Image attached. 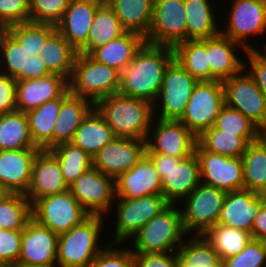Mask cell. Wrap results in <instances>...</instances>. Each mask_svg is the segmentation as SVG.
<instances>
[{
	"label": "cell",
	"instance_id": "11",
	"mask_svg": "<svg viewBox=\"0 0 266 267\" xmlns=\"http://www.w3.org/2000/svg\"><path fill=\"white\" fill-rule=\"evenodd\" d=\"M225 105L221 81H198L179 119L196 137L214 126Z\"/></svg>",
	"mask_w": 266,
	"mask_h": 267
},
{
	"label": "cell",
	"instance_id": "41",
	"mask_svg": "<svg viewBox=\"0 0 266 267\" xmlns=\"http://www.w3.org/2000/svg\"><path fill=\"white\" fill-rule=\"evenodd\" d=\"M4 30L22 47L29 55H39L47 38L56 30L51 24L25 22L10 25Z\"/></svg>",
	"mask_w": 266,
	"mask_h": 267
},
{
	"label": "cell",
	"instance_id": "9",
	"mask_svg": "<svg viewBox=\"0 0 266 267\" xmlns=\"http://www.w3.org/2000/svg\"><path fill=\"white\" fill-rule=\"evenodd\" d=\"M197 83L198 80L174 59L165 71L160 93L153 104L154 117L163 120H179L185 112Z\"/></svg>",
	"mask_w": 266,
	"mask_h": 267
},
{
	"label": "cell",
	"instance_id": "40",
	"mask_svg": "<svg viewBox=\"0 0 266 267\" xmlns=\"http://www.w3.org/2000/svg\"><path fill=\"white\" fill-rule=\"evenodd\" d=\"M221 260L239 254L253 238L251 233L216 224L204 235Z\"/></svg>",
	"mask_w": 266,
	"mask_h": 267
},
{
	"label": "cell",
	"instance_id": "45",
	"mask_svg": "<svg viewBox=\"0 0 266 267\" xmlns=\"http://www.w3.org/2000/svg\"><path fill=\"white\" fill-rule=\"evenodd\" d=\"M30 22L56 26L69 6L70 0H29Z\"/></svg>",
	"mask_w": 266,
	"mask_h": 267
},
{
	"label": "cell",
	"instance_id": "21",
	"mask_svg": "<svg viewBox=\"0 0 266 267\" xmlns=\"http://www.w3.org/2000/svg\"><path fill=\"white\" fill-rule=\"evenodd\" d=\"M67 190L69 187L64 182L55 155L50 150H40L34 159L30 184L24 195L33 204L37 199Z\"/></svg>",
	"mask_w": 266,
	"mask_h": 267
},
{
	"label": "cell",
	"instance_id": "44",
	"mask_svg": "<svg viewBox=\"0 0 266 267\" xmlns=\"http://www.w3.org/2000/svg\"><path fill=\"white\" fill-rule=\"evenodd\" d=\"M30 57L20 45L4 30H0V72L15 77L26 72L27 59Z\"/></svg>",
	"mask_w": 266,
	"mask_h": 267
},
{
	"label": "cell",
	"instance_id": "18",
	"mask_svg": "<svg viewBox=\"0 0 266 267\" xmlns=\"http://www.w3.org/2000/svg\"><path fill=\"white\" fill-rule=\"evenodd\" d=\"M146 154V140L115 137L94 157L93 167L116 180Z\"/></svg>",
	"mask_w": 266,
	"mask_h": 267
},
{
	"label": "cell",
	"instance_id": "38",
	"mask_svg": "<svg viewBox=\"0 0 266 267\" xmlns=\"http://www.w3.org/2000/svg\"><path fill=\"white\" fill-rule=\"evenodd\" d=\"M192 237L186 238L177 251L178 267H221L220 256L205 237Z\"/></svg>",
	"mask_w": 266,
	"mask_h": 267
},
{
	"label": "cell",
	"instance_id": "59",
	"mask_svg": "<svg viewBox=\"0 0 266 267\" xmlns=\"http://www.w3.org/2000/svg\"><path fill=\"white\" fill-rule=\"evenodd\" d=\"M10 192L4 187V185L0 182V200L6 197Z\"/></svg>",
	"mask_w": 266,
	"mask_h": 267
},
{
	"label": "cell",
	"instance_id": "16",
	"mask_svg": "<svg viewBox=\"0 0 266 267\" xmlns=\"http://www.w3.org/2000/svg\"><path fill=\"white\" fill-rule=\"evenodd\" d=\"M69 191L89 214L105 217L111 214L115 201V180L98 169L92 167L81 174L69 186Z\"/></svg>",
	"mask_w": 266,
	"mask_h": 267
},
{
	"label": "cell",
	"instance_id": "2",
	"mask_svg": "<svg viewBox=\"0 0 266 267\" xmlns=\"http://www.w3.org/2000/svg\"><path fill=\"white\" fill-rule=\"evenodd\" d=\"M94 107L116 137L147 139L154 118L150 102L118 92L98 100Z\"/></svg>",
	"mask_w": 266,
	"mask_h": 267
},
{
	"label": "cell",
	"instance_id": "12",
	"mask_svg": "<svg viewBox=\"0 0 266 267\" xmlns=\"http://www.w3.org/2000/svg\"><path fill=\"white\" fill-rule=\"evenodd\" d=\"M90 215L69 190L37 199L32 204V217L57 235L68 232Z\"/></svg>",
	"mask_w": 266,
	"mask_h": 267
},
{
	"label": "cell",
	"instance_id": "47",
	"mask_svg": "<svg viewBox=\"0 0 266 267\" xmlns=\"http://www.w3.org/2000/svg\"><path fill=\"white\" fill-rule=\"evenodd\" d=\"M214 126L224 133H259V129L240 111L226 104L216 118Z\"/></svg>",
	"mask_w": 266,
	"mask_h": 267
},
{
	"label": "cell",
	"instance_id": "25",
	"mask_svg": "<svg viewBox=\"0 0 266 267\" xmlns=\"http://www.w3.org/2000/svg\"><path fill=\"white\" fill-rule=\"evenodd\" d=\"M39 148L0 150V182L10 193L25 194Z\"/></svg>",
	"mask_w": 266,
	"mask_h": 267
},
{
	"label": "cell",
	"instance_id": "34",
	"mask_svg": "<svg viewBox=\"0 0 266 267\" xmlns=\"http://www.w3.org/2000/svg\"><path fill=\"white\" fill-rule=\"evenodd\" d=\"M118 16L126 31L144 38L148 35L153 19L154 0H105Z\"/></svg>",
	"mask_w": 266,
	"mask_h": 267
},
{
	"label": "cell",
	"instance_id": "55",
	"mask_svg": "<svg viewBox=\"0 0 266 267\" xmlns=\"http://www.w3.org/2000/svg\"><path fill=\"white\" fill-rule=\"evenodd\" d=\"M252 237L266 242V205H262L254 219Z\"/></svg>",
	"mask_w": 266,
	"mask_h": 267
},
{
	"label": "cell",
	"instance_id": "7",
	"mask_svg": "<svg viewBox=\"0 0 266 267\" xmlns=\"http://www.w3.org/2000/svg\"><path fill=\"white\" fill-rule=\"evenodd\" d=\"M226 192L200 183L181 202L183 227L189 236H203L217 224L219 212L224 203Z\"/></svg>",
	"mask_w": 266,
	"mask_h": 267
},
{
	"label": "cell",
	"instance_id": "4",
	"mask_svg": "<svg viewBox=\"0 0 266 267\" xmlns=\"http://www.w3.org/2000/svg\"><path fill=\"white\" fill-rule=\"evenodd\" d=\"M187 236L180 207L169 204L131 238V249L133 253L177 252Z\"/></svg>",
	"mask_w": 266,
	"mask_h": 267
},
{
	"label": "cell",
	"instance_id": "28",
	"mask_svg": "<svg viewBox=\"0 0 266 267\" xmlns=\"http://www.w3.org/2000/svg\"><path fill=\"white\" fill-rule=\"evenodd\" d=\"M94 108V103L81 96L69 94L63 101L53 131V147L71 142L83 119Z\"/></svg>",
	"mask_w": 266,
	"mask_h": 267
},
{
	"label": "cell",
	"instance_id": "53",
	"mask_svg": "<svg viewBox=\"0 0 266 267\" xmlns=\"http://www.w3.org/2000/svg\"><path fill=\"white\" fill-rule=\"evenodd\" d=\"M243 56H247L244 69L248 71L266 97V64L252 50H247L246 55Z\"/></svg>",
	"mask_w": 266,
	"mask_h": 267
},
{
	"label": "cell",
	"instance_id": "1",
	"mask_svg": "<svg viewBox=\"0 0 266 267\" xmlns=\"http://www.w3.org/2000/svg\"><path fill=\"white\" fill-rule=\"evenodd\" d=\"M174 59L172 47L145 42L121 71L119 93L153 105L160 93L165 71Z\"/></svg>",
	"mask_w": 266,
	"mask_h": 267
},
{
	"label": "cell",
	"instance_id": "58",
	"mask_svg": "<svg viewBox=\"0 0 266 267\" xmlns=\"http://www.w3.org/2000/svg\"><path fill=\"white\" fill-rule=\"evenodd\" d=\"M258 139L265 145L266 147V128L259 130Z\"/></svg>",
	"mask_w": 266,
	"mask_h": 267
},
{
	"label": "cell",
	"instance_id": "3",
	"mask_svg": "<svg viewBox=\"0 0 266 267\" xmlns=\"http://www.w3.org/2000/svg\"><path fill=\"white\" fill-rule=\"evenodd\" d=\"M108 217L90 215L68 232L58 235L57 264L60 267H90L96 256L108 245L100 237ZM103 227V228H102Z\"/></svg>",
	"mask_w": 266,
	"mask_h": 267
},
{
	"label": "cell",
	"instance_id": "19",
	"mask_svg": "<svg viewBox=\"0 0 266 267\" xmlns=\"http://www.w3.org/2000/svg\"><path fill=\"white\" fill-rule=\"evenodd\" d=\"M58 235L32 218L22 231L16 267L57 264Z\"/></svg>",
	"mask_w": 266,
	"mask_h": 267
},
{
	"label": "cell",
	"instance_id": "37",
	"mask_svg": "<svg viewBox=\"0 0 266 267\" xmlns=\"http://www.w3.org/2000/svg\"><path fill=\"white\" fill-rule=\"evenodd\" d=\"M37 148L31 138L26 113L0 115V150Z\"/></svg>",
	"mask_w": 266,
	"mask_h": 267
},
{
	"label": "cell",
	"instance_id": "13",
	"mask_svg": "<svg viewBox=\"0 0 266 267\" xmlns=\"http://www.w3.org/2000/svg\"><path fill=\"white\" fill-rule=\"evenodd\" d=\"M222 85L227 106L240 111L259 130L266 128V97L245 69Z\"/></svg>",
	"mask_w": 266,
	"mask_h": 267
},
{
	"label": "cell",
	"instance_id": "17",
	"mask_svg": "<svg viewBox=\"0 0 266 267\" xmlns=\"http://www.w3.org/2000/svg\"><path fill=\"white\" fill-rule=\"evenodd\" d=\"M195 154L200 164L201 182L226 193L244 189L242 157H226L204 150L198 143Z\"/></svg>",
	"mask_w": 266,
	"mask_h": 267
},
{
	"label": "cell",
	"instance_id": "8",
	"mask_svg": "<svg viewBox=\"0 0 266 267\" xmlns=\"http://www.w3.org/2000/svg\"><path fill=\"white\" fill-rule=\"evenodd\" d=\"M111 208L116 217L113 240L109 243L125 244L148 221L164 210L169 203L162 195H147L136 199L115 198Z\"/></svg>",
	"mask_w": 266,
	"mask_h": 267
},
{
	"label": "cell",
	"instance_id": "14",
	"mask_svg": "<svg viewBox=\"0 0 266 267\" xmlns=\"http://www.w3.org/2000/svg\"><path fill=\"white\" fill-rule=\"evenodd\" d=\"M187 40L184 0H154L153 19L145 41L174 48Z\"/></svg>",
	"mask_w": 266,
	"mask_h": 267
},
{
	"label": "cell",
	"instance_id": "50",
	"mask_svg": "<svg viewBox=\"0 0 266 267\" xmlns=\"http://www.w3.org/2000/svg\"><path fill=\"white\" fill-rule=\"evenodd\" d=\"M22 231L0 232V267H16L20 257Z\"/></svg>",
	"mask_w": 266,
	"mask_h": 267
},
{
	"label": "cell",
	"instance_id": "29",
	"mask_svg": "<svg viewBox=\"0 0 266 267\" xmlns=\"http://www.w3.org/2000/svg\"><path fill=\"white\" fill-rule=\"evenodd\" d=\"M145 38L135 32L126 31L120 37L95 49L90 56L99 63L122 71L145 43Z\"/></svg>",
	"mask_w": 266,
	"mask_h": 267
},
{
	"label": "cell",
	"instance_id": "30",
	"mask_svg": "<svg viewBox=\"0 0 266 267\" xmlns=\"http://www.w3.org/2000/svg\"><path fill=\"white\" fill-rule=\"evenodd\" d=\"M115 137L111 127L94 107L75 131L71 143L93 158Z\"/></svg>",
	"mask_w": 266,
	"mask_h": 267
},
{
	"label": "cell",
	"instance_id": "10",
	"mask_svg": "<svg viewBox=\"0 0 266 267\" xmlns=\"http://www.w3.org/2000/svg\"><path fill=\"white\" fill-rule=\"evenodd\" d=\"M226 1L228 3L231 1L229 4L231 6L229 12L226 13L228 20L221 25L223 27L220 32L232 41L241 44L246 50H251L255 45H250L249 39L257 36L264 37L266 34V1Z\"/></svg>",
	"mask_w": 266,
	"mask_h": 267
},
{
	"label": "cell",
	"instance_id": "5",
	"mask_svg": "<svg viewBox=\"0 0 266 267\" xmlns=\"http://www.w3.org/2000/svg\"><path fill=\"white\" fill-rule=\"evenodd\" d=\"M162 179V196L169 204L181 202L201 183L200 164L195 153L177 158L160 153H146Z\"/></svg>",
	"mask_w": 266,
	"mask_h": 267
},
{
	"label": "cell",
	"instance_id": "35",
	"mask_svg": "<svg viewBox=\"0 0 266 267\" xmlns=\"http://www.w3.org/2000/svg\"><path fill=\"white\" fill-rule=\"evenodd\" d=\"M174 57L198 81H211L209 38L186 40L174 48Z\"/></svg>",
	"mask_w": 266,
	"mask_h": 267
},
{
	"label": "cell",
	"instance_id": "15",
	"mask_svg": "<svg viewBox=\"0 0 266 267\" xmlns=\"http://www.w3.org/2000/svg\"><path fill=\"white\" fill-rule=\"evenodd\" d=\"M196 144L197 137L181 121L154 117L146 139V153L187 158L195 153Z\"/></svg>",
	"mask_w": 266,
	"mask_h": 267
},
{
	"label": "cell",
	"instance_id": "43",
	"mask_svg": "<svg viewBox=\"0 0 266 267\" xmlns=\"http://www.w3.org/2000/svg\"><path fill=\"white\" fill-rule=\"evenodd\" d=\"M32 218V204L24 194L9 193L0 200L1 228L23 231Z\"/></svg>",
	"mask_w": 266,
	"mask_h": 267
},
{
	"label": "cell",
	"instance_id": "31",
	"mask_svg": "<svg viewBox=\"0 0 266 267\" xmlns=\"http://www.w3.org/2000/svg\"><path fill=\"white\" fill-rule=\"evenodd\" d=\"M214 3L213 0H184L187 40L206 39L220 33L221 24L216 22L220 12L215 10Z\"/></svg>",
	"mask_w": 266,
	"mask_h": 267
},
{
	"label": "cell",
	"instance_id": "51",
	"mask_svg": "<svg viewBox=\"0 0 266 267\" xmlns=\"http://www.w3.org/2000/svg\"><path fill=\"white\" fill-rule=\"evenodd\" d=\"M136 267H178L177 252L133 253Z\"/></svg>",
	"mask_w": 266,
	"mask_h": 267
},
{
	"label": "cell",
	"instance_id": "49",
	"mask_svg": "<svg viewBox=\"0 0 266 267\" xmlns=\"http://www.w3.org/2000/svg\"><path fill=\"white\" fill-rule=\"evenodd\" d=\"M30 22L29 0H0V29Z\"/></svg>",
	"mask_w": 266,
	"mask_h": 267
},
{
	"label": "cell",
	"instance_id": "27",
	"mask_svg": "<svg viewBox=\"0 0 266 267\" xmlns=\"http://www.w3.org/2000/svg\"><path fill=\"white\" fill-rule=\"evenodd\" d=\"M70 94L69 88L59 97L26 112L29 132L34 145L41 150L53 148V131L62 101Z\"/></svg>",
	"mask_w": 266,
	"mask_h": 267
},
{
	"label": "cell",
	"instance_id": "23",
	"mask_svg": "<svg viewBox=\"0 0 266 267\" xmlns=\"http://www.w3.org/2000/svg\"><path fill=\"white\" fill-rule=\"evenodd\" d=\"M105 0H70L56 30L79 51L88 39L94 15Z\"/></svg>",
	"mask_w": 266,
	"mask_h": 267
},
{
	"label": "cell",
	"instance_id": "36",
	"mask_svg": "<svg viewBox=\"0 0 266 267\" xmlns=\"http://www.w3.org/2000/svg\"><path fill=\"white\" fill-rule=\"evenodd\" d=\"M77 54L78 51L57 30L47 38L39 53L51 74L61 75L68 81L71 78Z\"/></svg>",
	"mask_w": 266,
	"mask_h": 267
},
{
	"label": "cell",
	"instance_id": "48",
	"mask_svg": "<svg viewBox=\"0 0 266 267\" xmlns=\"http://www.w3.org/2000/svg\"><path fill=\"white\" fill-rule=\"evenodd\" d=\"M117 245L122 246L121 244L108 243L96 256L90 267H136L131 247L126 248L123 245V248H120Z\"/></svg>",
	"mask_w": 266,
	"mask_h": 267
},
{
	"label": "cell",
	"instance_id": "32",
	"mask_svg": "<svg viewBox=\"0 0 266 267\" xmlns=\"http://www.w3.org/2000/svg\"><path fill=\"white\" fill-rule=\"evenodd\" d=\"M257 139L258 133H224V130L212 126L197 137V143L208 152L242 157L248 144Z\"/></svg>",
	"mask_w": 266,
	"mask_h": 267
},
{
	"label": "cell",
	"instance_id": "20",
	"mask_svg": "<svg viewBox=\"0 0 266 267\" xmlns=\"http://www.w3.org/2000/svg\"><path fill=\"white\" fill-rule=\"evenodd\" d=\"M147 195H162V179L145 154L133 168L115 180V198L136 199Z\"/></svg>",
	"mask_w": 266,
	"mask_h": 267
},
{
	"label": "cell",
	"instance_id": "26",
	"mask_svg": "<svg viewBox=\"0 0 266 267\" xmlns=\"http://www.w3.org/2000/svg\"><path fill=\"white\" fill-rule=\"evenodd\" d=\"M239 47V48H238ZM247 53L239 43L232 41L221 32L209 37V63L211 66V81H225L241 73L245 68V59H242L238 49Z\"/></svg>",
	"mask_w": 266,
	"mask_h": 267
},
{
	"label": "cell",
	"instance_id": "42",
	"mask_svg": "<svg viewBox=\"0 0 266 267\" xmlns=\"http://www.w3.org/2000/svg\"><path fill=\"white\" fill-rule=\"evenodd\" d=\"M244 189L257 192L266 184V147L257 139L242 155Z\"/></svg>",
	"mask_w": 266,
	"mask_h": 267
},
{
	"label": "cell",
	"instance_id": "39",
	"mask_svg": "<svg viewBox=\"0 0 266 267\" xmlns=\"http://www.w3.org/2000/svg\"><path fill=\"white\" fill-rule=\"evenodd\" d=\"M50 151L59 161L64 182L68 187L93 167V158L71 142L58 144Z\"/></svg>",
	"mask_w": 266,
	"mask_h": 267
},
{
	"label": "cell",
	"instance_id": "57",
	"mask_svg": "<svg viewBox=\"0 0 266 267\" xmlns=\"http://www.w3.org/2000/svg\"><path fill=\"white\" fill-rule=\"evenodd\" d=\"M257 196L266 205V184L257 191Z\"/></svg>",
	"mask_w": 266,
	"mask_h": 267
},
{
	"label": "cell",
	"instance_id": "6",
	"mask_svg": "<svg viewBox=\"0 0 266 267\" xmlns=\"http://www.w3.org/2000/svg\"><path fill=\"white\" fill-rule=\"evenodd\" d=\"M121 72L94 60L90 55L78 53L71 78L70 93L91 100L94 104L120 90Z\"/></svg>",
	"mask_w": 266,
	"mask_h": 267
},
{
	"label": "cell",
	"instance_id": "52",
	"mask_svg": "<svg viewBox=\"0 0 266 267\" xmlns=\"http://www.w3.org/2000/svg\"><path fill=\"white\" fill-rule=\"evenodd\" d=\"M16 79L0 72V115L16 111Z\"/></svg>",
	"mask_w": 266,
	"mask_h": 267
},
{
	"label": "cell",
	"instance_id": "46",
	"mask_svg": "<svg viewBox=\"0 0 266 267\" xmlns=\"http://www.w3.org/2000/svg\"><path fill=\"white\" fill-rule=\"evenodd\" d=\"M221 267H266V242L252 238L239 254L222 259Z\"/></svg>",
	"mask_w": 266,
	"mask_h": 267
},
{
	"label": "cell",
	"instance_id": "54",
	"mask_svg": "<svg viewBox=\"0 0 266 267\" xmlns=\"http://www.w3.org/2000/svg\"><path fill=\"white\" fill-rule=\"evenodd\" d=\"M40 55H30L26 63V72H19L16 81L42 78L50 75Z\"/></svg>",
	"mask_w": 266,
	"mask_h": 267
},
{
	"label": "cell",
	"instance_id": "60",
	"mask_svg": "<svg viewBox=\"0 0 266 267\" xmlns=\"http://www.w3.org/2000/svg\"><path fill=\"white\" fill-rule=\"evenodd\" d=\"M27 267H60L58 264H50L46 266H27Z\"/></svg>",
	"mask_w": 266,
	"mask_h": 267
},
{
	"label": "cell",
	"instance_id": "33",
	"mask_svg": "<svg viewBox=\"0 0 266 267\" xmlns=\"http://www.w3.org/2000/svg\"><path fill=\"white\" fill-rule=\"evenodd\" d=\"M126 30L121 25L114 10L104 1L96 10L89 29L87 43L78 51L90 55L95 49L123 35Z\"/></svg>",
	"mask_w": 266,
	"mask_h": 267
},
{
	"label": "cell",
	"instance_id": "56",
	"mask_svg": "<svg viewBox=\"0 0 266 267\" xmlns=\"http://www.w3.org/2000/svg\"><path fill=\"white\" fill-rule=\"evenodd\" d=\"M263 44L260 45H262L264 51L261 49L262 47L259 49L257 46L253 47L251 50L266 64V43Z\"/></svg>",
	"mask_w": 266,
	"mask_h": 267
},
{
	"label": "cell",
	"instance_id": "24",
	"mask_svg": "<svg viewBox=\"0 0 266 267\" xmlns=\"http://www.w3.org/2000/svg\"><path fill=\"white\" fill-rule=\"evenodd\" d=\"M262 205L257 192L245 189L227 192L217 224L252 234L254 219Z\"/></svg>",
	"mask_w": 266,
	"mask_h": 267
},
{
	"label": "cell",
	"instance_id": "22",
	"mask_svg": "<svg viewBox=\"0 0 266 267\" xmlns=\"http://www.w3.org/2000/svg\"><path fill=\"white\" fill-rule=\"evenodd\" d=\"M69 88L68 80L58 74L16 81V110L28 112L47 101L59 98Z\"/></svg>",
	"mask_w": 266,
	"mask_h": 267
}]
</instances>
